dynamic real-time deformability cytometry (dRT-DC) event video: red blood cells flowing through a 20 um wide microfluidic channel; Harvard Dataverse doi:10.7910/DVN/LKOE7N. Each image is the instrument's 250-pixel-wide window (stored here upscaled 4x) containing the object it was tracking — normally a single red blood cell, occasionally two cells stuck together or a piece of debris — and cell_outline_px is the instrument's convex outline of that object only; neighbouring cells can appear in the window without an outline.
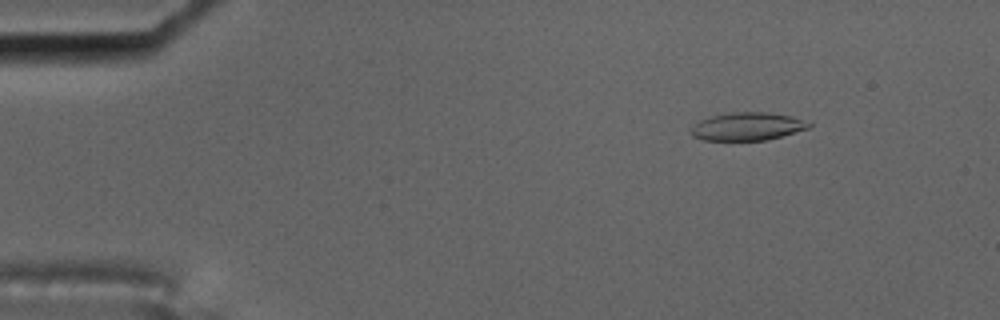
{"species": "common noctule bat (a hibernating species)", "species_latin": "Nyctalus noctula", "temperature_condition": "cold", "stored_images_in_passage": 51, "camera_frame_rate_fps": 3000, "um_per_image_px": 0.085, "animal": {"sex": "male", "body_mass_g": 17.5, "forearm_length_mm": 52.3}, "frame": {"image": 1, "passage_image": 1, "time_ms": 0.0, "image_size_px": [1000, 320], "cell_outline_px": [[812, 124], [808, 128], [780, 136], [764, 140], [704, 140], [692, 136], [692, 128], [700, 120], [712, 116], [732, 112], [768, 112], [792, 116]], "centroid_in_image_um": [63.52, 10.74], "position_along_channel_um": 21.5, "area_um2": 18.84}}
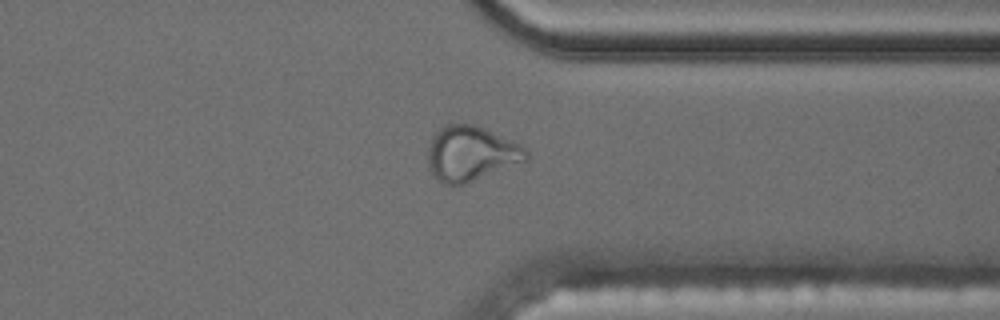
{"frame": {"image": 2, "passage_image": 38, "time_ms": 12.333, "image_size_px": [1000, 320], "cell_outline_px": [[528, 160], [464, 184], [444, 184], [436, 180], [428, 168], [428, 148], [432, 136], [444, 124], [472, 124], [484, 128], [520, 144], [528, 152]], "centroid_in_image_um": [40.0, 13.05], "position_along_channel_um": 371.4, "area_um2": 31.39}}
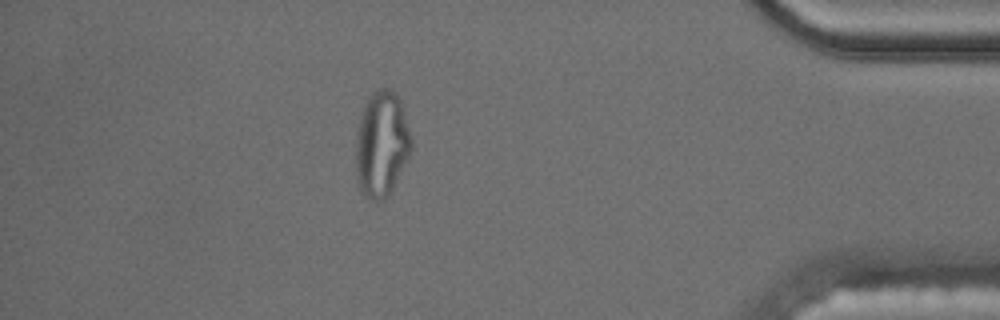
{"frame": {"image": 3, "passage_image": 44, "time_ms": 14.333, "image_size_px": [1000, 320], "cell_outline_px": [[412, 148], [392, 188], [384, 200], [368, 200], [360, 188], [356, 176], [356, 132], [360, 112], [368, 96], [372, 92], [380, 88], [392, 88], [396, 92], [404, 108], [412, 136]], "centroid_in_image_um": [32.43, 12.17], "position_along_channel_um": 402.8, "area_um2": 34.56}, "authors_computed_cell_mechanics": {"area_um2": 20.5768, "velocity_mm_per_s": 3.5277, "shape_relaxation_time_tau1_ms": null, "shape_relaxation_time_tau2_ms": 1.5206, "deformation_change_tau1": null, "deformation_change_tau2": 0.0842}}